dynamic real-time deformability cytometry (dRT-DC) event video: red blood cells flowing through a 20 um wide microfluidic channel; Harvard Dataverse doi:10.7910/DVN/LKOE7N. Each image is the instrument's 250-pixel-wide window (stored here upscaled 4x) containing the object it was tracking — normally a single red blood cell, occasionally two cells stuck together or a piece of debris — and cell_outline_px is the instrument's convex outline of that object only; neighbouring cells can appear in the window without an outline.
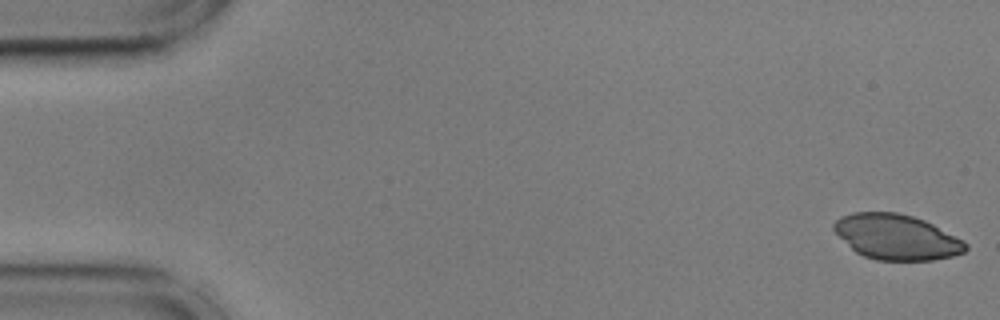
{"species": "common noctule bat (a hibernating species)", "species_latin": "Nyctalus noctula", "temperature_condition": "cold", "stored_images_in_passage": 55, "camera_frame_rate_fps": 3000, "um_per_image_px": 0.085, "animal": {"sex": "male", "body_mass_g": 17.9, "forearm_length_mm": 54.2}, "frame": {"image": 1, "passage_image": 1, "time_ms": 0.0, "image_size_px": [1000, 320], "cell_outline_px": [[968, 248], [964, 252], [952, 256], [932, 260], [876, 260], [864, 256], [856, 252], [832, 228], [832, 224], [840, 216], [852, 212], [896, 212], [912, 216], [924, 220], [964, 240], [968, 244]], "centroid_in_image_um": [76.21, 20.14], "position_along_channel_um": 8.8, "area_um2": 34.62}}